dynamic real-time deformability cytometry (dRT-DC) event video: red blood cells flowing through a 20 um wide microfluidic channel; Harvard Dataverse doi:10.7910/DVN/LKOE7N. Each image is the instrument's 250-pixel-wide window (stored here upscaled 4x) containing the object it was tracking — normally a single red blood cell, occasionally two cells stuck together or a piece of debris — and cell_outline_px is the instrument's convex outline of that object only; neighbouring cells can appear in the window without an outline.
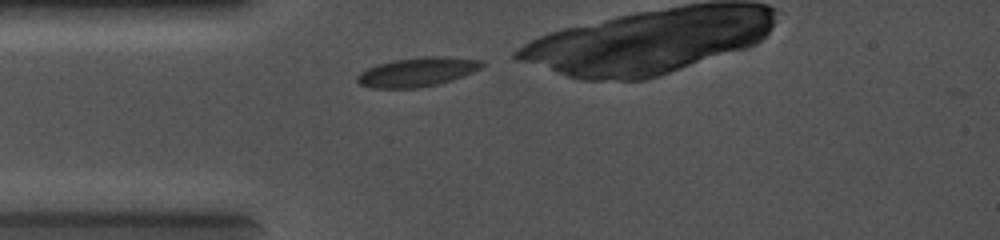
{"species": "common noctule bat (a hibernating species)", "species_latin": "Nyctalus noctula", "temperature_condition": "cold", "stored_images_in_passage": 38, "camera_frame_rate_fps": 5000, "um_per_image_px": 0.085, "animal": {"sex": "female", "body_mass_g": 19.0, "forearm_length_mm": 56.7}, "frame": {"image": 1, "passage_image": 1, "time_ms": 0.0, "image_size_px": [1000, 240], "cell_outline_px": [[484, 64], [480, 68], [472, 72], [452, 80], [436, 84], [416, 88], [372, 88], [360, 84], [356, 80], [356, 76], [360, 72], [376, 64], [392, 60], [420, 56], [444, 56], [484, 60]], "centroid_in_image_um": [35.45, 6.1], "position_along_channel_um": 49.6, "area_um2": 21.27}}
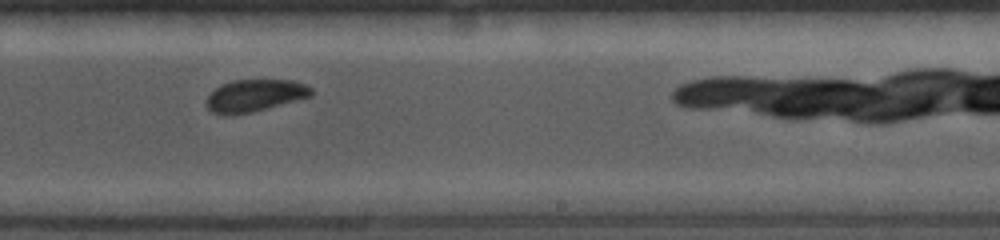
{"frame": {"image": 2, "passage_image": 16, "time_ms": 4.8, "image_size_px": [1000, 240], "cell_outline_px": [[312, 96], [252, 112], [212, 112], [208, 108], [208, 96], [220, 84], [232, 80], [292, 80], [304, 84], [312, 88]], "centroid_in_image_um": [21.72, 8.07], "position_along_channel_um": 267.3, "area_um2": 18.96}}
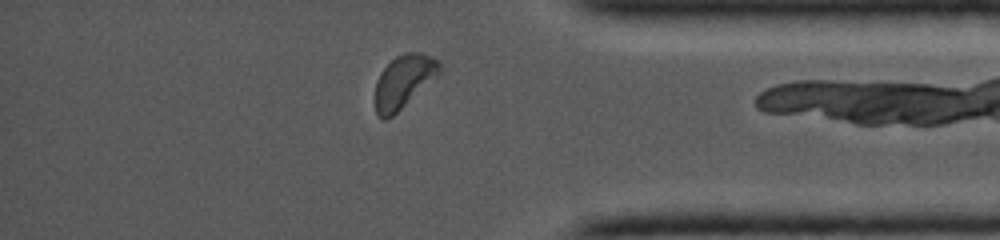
{"frame": {"image": 3, "passage_image": 32, "time_ms": 7.8, "image_size_px": [1000, 240], "cell_outline_px": [[440, 76], [392, 116], [384, 120], [376, 116], [376, 80], [380, 72], [396, 56], [404, 52], [420, 52], [436, 60], [440, 64]], "centroid_in_image_um": [34.32, 6.93], "position_along_channel_um": 400.9, "area_um2": 19.94}}